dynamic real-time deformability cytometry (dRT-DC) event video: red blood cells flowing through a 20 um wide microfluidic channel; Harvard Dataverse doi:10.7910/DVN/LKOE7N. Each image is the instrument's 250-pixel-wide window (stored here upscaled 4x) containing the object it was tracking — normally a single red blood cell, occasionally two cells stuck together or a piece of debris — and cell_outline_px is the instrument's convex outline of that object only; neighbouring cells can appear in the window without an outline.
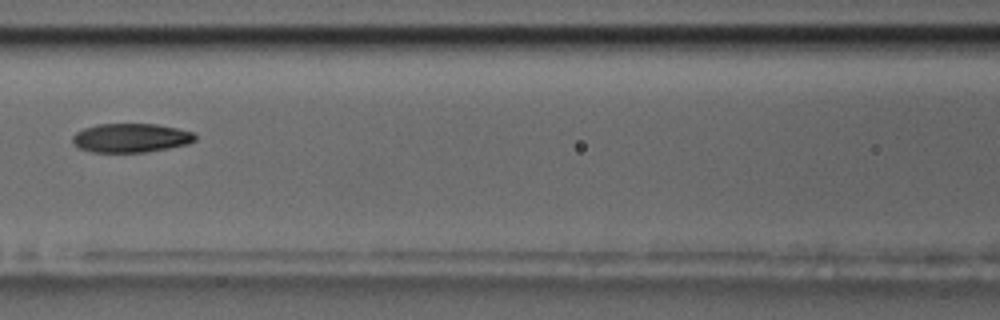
{"species": "common noctule bat (a hibernating species)", "species_latin": "Nyctalus noctula", "temperature_condition": "room temperature", "stored_images_in_passage": 7, "camera_frame_rate_fps": 3000, "um_per_image_px": 0.085, "animal": {"sex": "male", "body_mass_g": 17.5, "forearm_length_mm": 52.3}, "frame": {"image": 1, "passage_image": 7, "time_ms": 7.667, "image_size_px": [1000, 320], "cell_outline_px": [[196, 140], [188, 144], [168, 148], [144, 152], [92, 152], [80, 148], [72, 140], [72, 136], [76, 132], [84, 128], [96, 124], [156, 124], [176, 128], [192, 132], [196, 136]], "centroid_in_image_um": [11.12, 11.72], "position_along_channel_um": 155.5, "area_um2": 20.58}}